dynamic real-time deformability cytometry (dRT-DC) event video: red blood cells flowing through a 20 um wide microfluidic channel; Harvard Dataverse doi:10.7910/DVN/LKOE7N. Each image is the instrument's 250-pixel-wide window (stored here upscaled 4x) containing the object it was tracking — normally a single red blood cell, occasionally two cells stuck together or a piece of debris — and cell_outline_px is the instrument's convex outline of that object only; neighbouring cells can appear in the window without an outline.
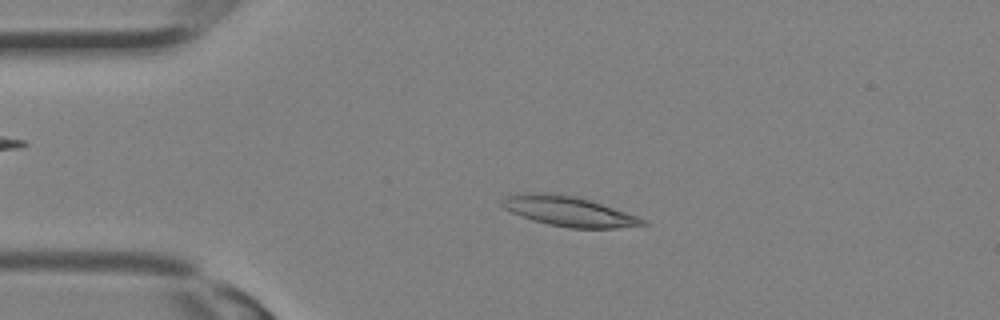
{"species": "Egyptian fruit bat (a non-hibernating species)", "species_latin": "Rousettus aegyptiacus", "temperature_condition": "room temperature", "stored_images_in_passage": 20, "camera_frame_rate_fps": 3000, "um_per_image_px": 0.085, "animal": {"sex": "female"}, "frame": {"image": 1, "passage_image": 6, "time_ms": 1.667, "image_size_px": [1000, 320], "cell_outline_px": [[648, 224], [616, 228], [568, 228], [548, 224], [532, 220], [520, 216], [504, 208], [500, 204], [500, 200], [504, 196], [528, 192], [556, 192], [576, 196], [636, 216], [644, 220]], "centroid_in_image_um": [48.23, 17.94], "position_along_channel_um": 36.8, "area_um2": 24.45}}
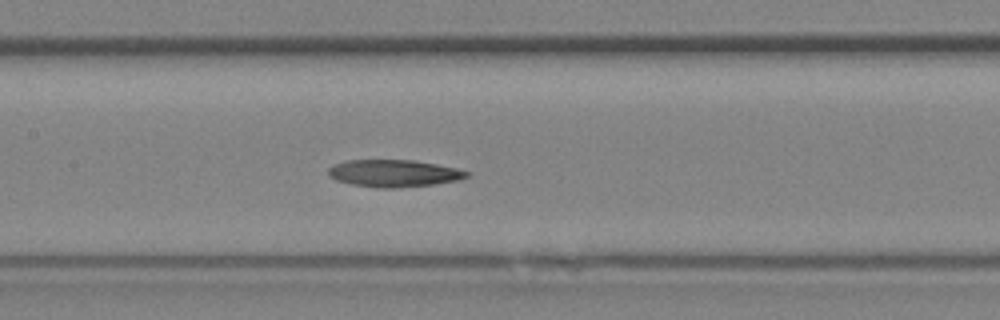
{"frame": {"image": 2, "passage_image": 14, "time_ms": 4.333, "image_size_px": [1000, 320], "cell_outline_px": [[468, 176], [460, 180], [432, 184], [396, 188], [380, 188], [352, 184], [336, 180], [328, 176], [328, 168], [336, 164], [348, 160], [412, 160], [436, 164], [456, 168], [468, 172]], "centroid_in_image_um": [33.46, 14.73], "position_along_channel_um": 173.9, "area_um2": 21.73}}
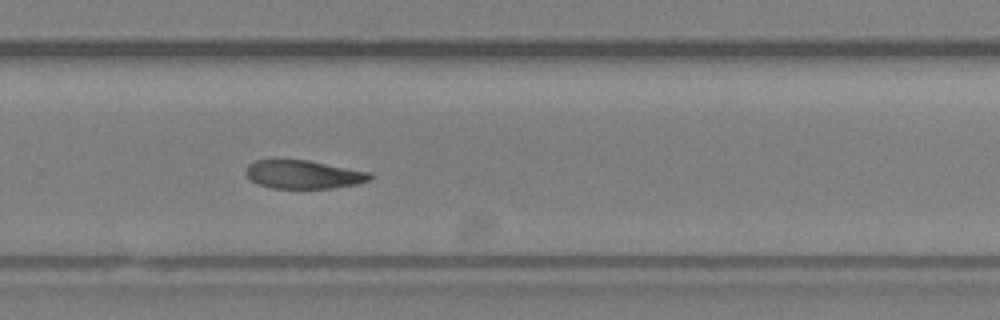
{"frame": {"image": 3, "passage_image": 20, "time_ms": 6.333, "image_size_px": [1000, 320], "cell_outline_px": [[372, 176], [368, 180], [356, 184], [332, 188], [272, 188], [256, 184], [244, 172], [248, 164], [256, 160], [308, 160], [372, 172]], "centroid_in_image_um": [25.78, 14.83], "position_along_channel_um": 304.0, "area_um2": 20.52}}